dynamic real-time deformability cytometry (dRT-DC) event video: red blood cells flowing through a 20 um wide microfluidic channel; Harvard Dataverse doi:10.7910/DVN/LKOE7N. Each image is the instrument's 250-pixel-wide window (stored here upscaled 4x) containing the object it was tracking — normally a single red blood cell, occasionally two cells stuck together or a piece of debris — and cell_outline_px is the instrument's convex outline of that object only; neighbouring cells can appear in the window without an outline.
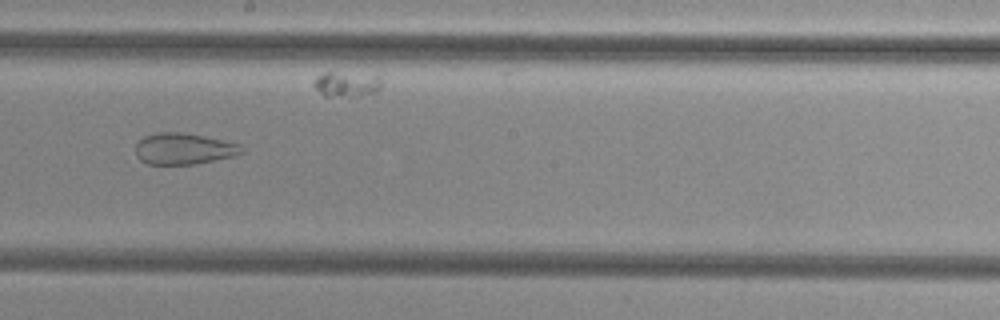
{"species": "common noctule bat (a hibernating species)", "species_latin": "Nyctalus noctula", "temperature_condition": "cold", "stored_images_in_passage": 37, "camera_frame_rate_fps": 3000, "um_per_image_px": 0.085, "animal": {"sex": "female", "body_mass_g": 29.2, "forearm_length_mm": 56.3}, "frame": {"image": 1, "passage_image": 14, "time_ms": 4.333, "image_size_px": [1000, 320], "cell_outline_px": [[244, 152], [232, 156], [196, 164], [148, 164], [140, 160], [136, 156], [136, 144], [144, 136], [156, 132], [184, 132], [224, 140], [240, 144], [244, 148]], "centroid_in_image_um": [15.62, 12.63], "position_along_channel_um": 232.6, "area_um2": 19.42}}
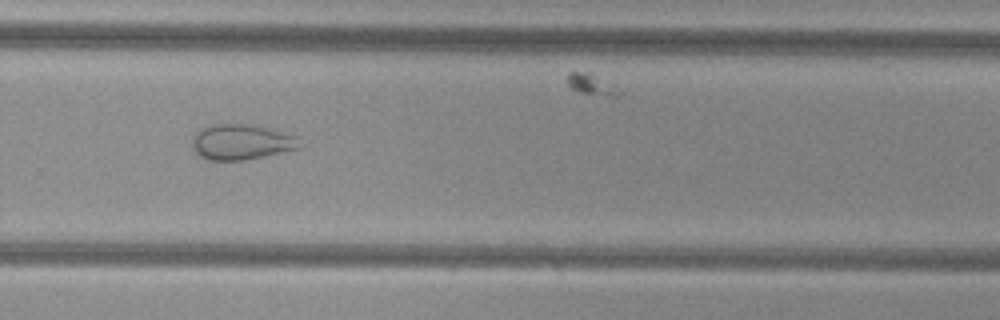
{"frame": {"image": 2, "passage_image": 20, "time_ms": 6.333, "image_size_px": [1000, 320], "cell_outline_px": [[300, 148], [264, 156], [244, 160], [208, 160], [200, 156], [196, 152], [192, 144], [192, 140], [196, 132], [204, 128], [216, 124], [244, 124], [264, 128], [296, 136]], "centroid_in_image_um": [20.47, 12.09], "position_along_channel_um": 309.3, "area_um2": 21.56}}
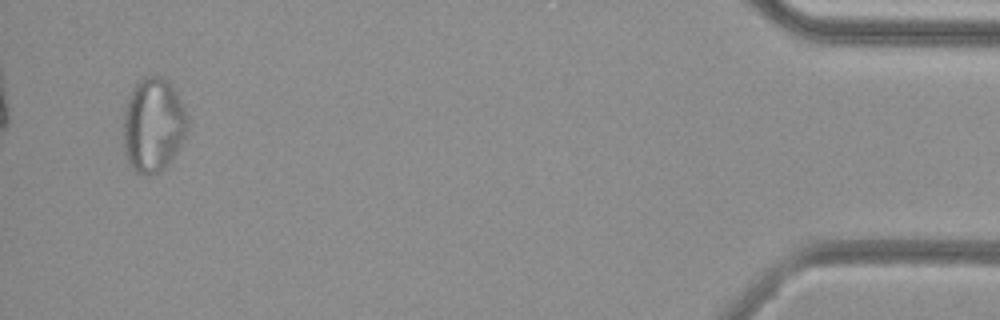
{"frame": {"image": 3, "passage_image": 35, "time_ms": 11.333, "image_size_px": [1000, 320], "cell_outline_px": [[188, 128], [176, 152], [168, 164], [160, 172], [148, 176], [136, 172], [128, 164], [124, 152], [124, 108], [128, 96], [132, 88], [144, 76], [160, 76], [168, 80], [172, 84], [188, 116]], "centroid_in_image_um": [13.01, 10.63], "position_along_channel_um": 422.2, "area_um2": 35.49}, "authors_computed_cell_mechanics": {"area_um2": 26.2412, "velocity_mm_per_s": 3.8381, "shape_relaxation_time_tau1_ms": null, "shape_relaxation_time_tau2_ms": 1.7203, "deformation_change_tau1": null, "deformation_change_tau2": 0.0785}}